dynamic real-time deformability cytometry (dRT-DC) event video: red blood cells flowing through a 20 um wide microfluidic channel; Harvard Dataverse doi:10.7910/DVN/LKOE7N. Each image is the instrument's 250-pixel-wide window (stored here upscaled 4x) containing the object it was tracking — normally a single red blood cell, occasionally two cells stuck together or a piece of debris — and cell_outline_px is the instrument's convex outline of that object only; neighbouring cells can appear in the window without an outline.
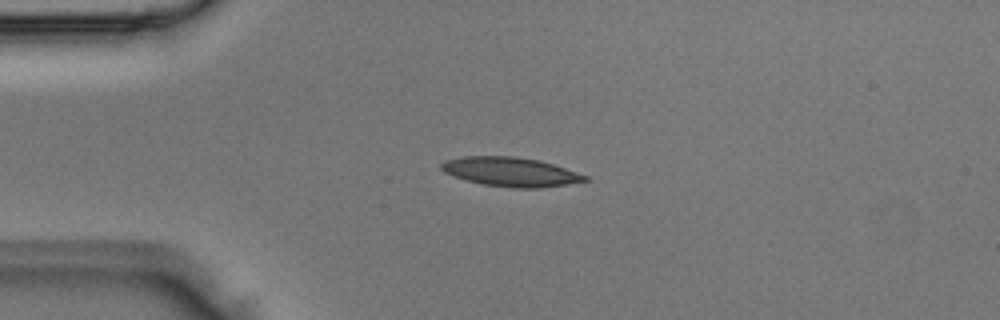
{"species": "Egyptian fruit bat (a non-hibernating species)", "species_latin": "Rousettus aegyptiacus", "temperature_condition": "room temperature", "stored_images_in_passage": 3, "camera_frame_rate_fps": 3000, "um_per_image_px": 0.085, "animal": {"sex": "male"}, "frame": {"image": 1, "passage_image": 2, "time_ms": 0.333, "image_size_px": [1000, 320], "cell_outline_px": [[588, 180], [564, 184], [536, 188], [516, 188], [484, 184], [452, 176], [444, 172], [440, 168], [440, 164], [444, 160], [464, 156], [512, 156], [540, 160], [588, 176]], "centroid_in_image_um": [43.34, 14.59], "position_along_channel_um": 41.7, "area_um2": 24.1}}